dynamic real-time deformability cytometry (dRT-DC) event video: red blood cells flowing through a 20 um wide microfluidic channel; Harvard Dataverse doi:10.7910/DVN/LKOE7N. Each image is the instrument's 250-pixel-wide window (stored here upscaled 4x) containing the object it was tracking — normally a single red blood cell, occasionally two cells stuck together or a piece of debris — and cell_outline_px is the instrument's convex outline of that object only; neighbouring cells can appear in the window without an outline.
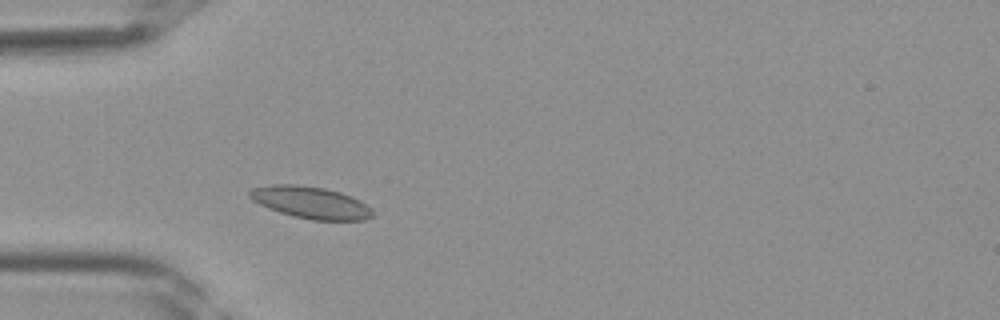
{"species": "Egyptian fruit bat (a non-hibernating species)", "species_latin": "Rousettus aegyptiacus", "temperature_condition": "room temperature", "stored_images_in_passage": 34, "camera_frame_rate_fps": 3000, "um_per_image_px": 0.085, "frame": {"image": 1, "passage_image": 6, "time_ms": 1.667, "image_size_px": [1000, 320], "cell_outline_px": [[372, 216], [364, 220], [312, 220], [292, 216], [268, 208], [252, 200], [248, 196], [248, 192], [252, 188], [272, 184], [296, 184], [324, 188], [340, 192], [352, 196], [360, 200], [372, 208]], "centroid_in_image_um": [26.4, 17.21], "position_along_channel_um": 58.6, "area_um2": 23.0}}
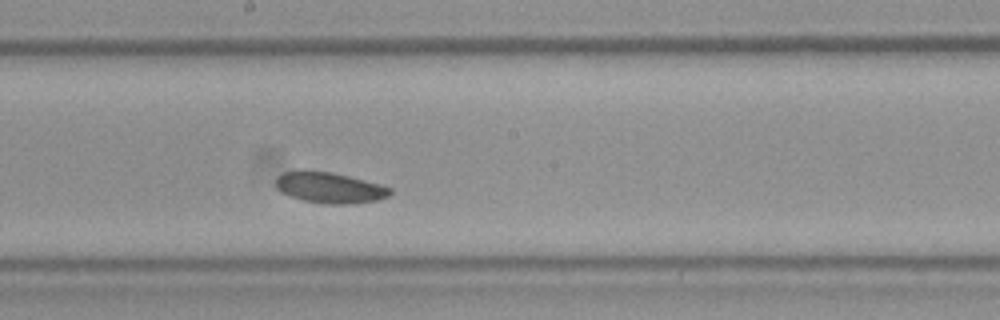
{"frame": {"image": 2, "passage_image": 16, "time_ms": 5.0, "image_size_px": [1000, 320], "cell_outline_px": [[392, 192], [388, 196], [376, 200], [352, 204], [328, 204], [304, 200], [280, 192], [276, 188], [276, 180], [284, 172], [300, 168], [304, 168], [332, 172], [380, 184], [392, 188]], "centroid_in_image_um": [28.0, 15.92], "position_along_channel_um": 220.2, "area_um2": 20.75}}
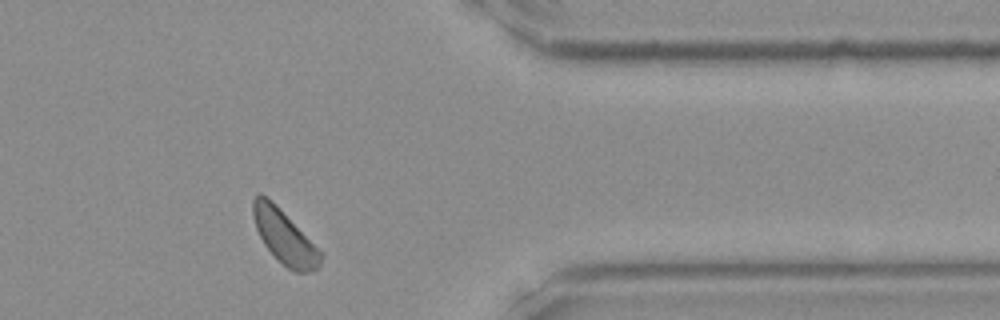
{"frame": {"image": 3, "passage_image": 27, "time_ms": 8.667, "image_size_px": [1000, 320], "cell_outline_px": [[324, 256], [320, 268], [312, 272], [296, 272], [288, 268], [264, 244], [256, 228], [252, 216], [252, 200], [260, 192], [276, 204], [324, 252]], "centroid_in_image_um": [24.24, 20.14], "position_along_channel_um": 387.2, "area_um2": 21.39}}